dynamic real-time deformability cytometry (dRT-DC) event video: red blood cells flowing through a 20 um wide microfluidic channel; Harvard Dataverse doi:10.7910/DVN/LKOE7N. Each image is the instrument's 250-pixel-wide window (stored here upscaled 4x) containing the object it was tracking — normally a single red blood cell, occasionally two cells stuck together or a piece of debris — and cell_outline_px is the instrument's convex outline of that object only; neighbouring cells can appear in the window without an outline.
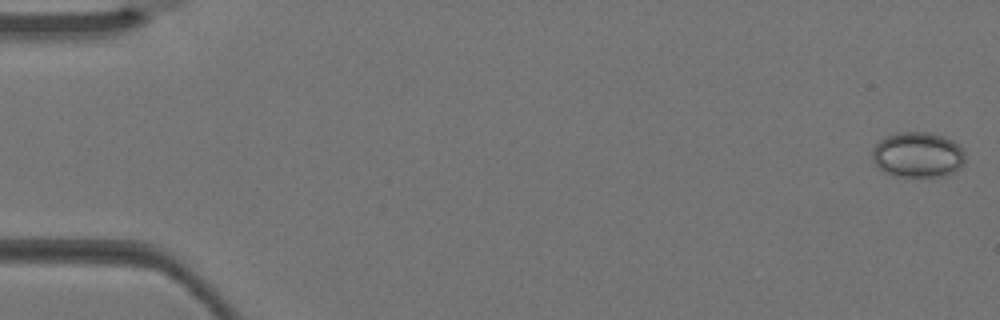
{"species": "Egyptian fruit bat (a non-hibernating species)", "species_latin": "Rousettus aegyptiacus", "temperature_condition": "warm", "stored_images_in_passage": 4, "segment_of_instrument_passage": [2, 2], "camera_frame_rate_fps": 3000, "um_per_image_px": 0.085, "animal": {"sex": "female"}, "frame": {"image": 1, "passage_image": 4, "time_ms": 1.0, "image_size_px": [1000, 320], "cell_outline_px": [[964, 164], [956, 172], [944, 176], [892, 176], [884, 172], [872, 160], [872, 148], [880, 140], [888, 136], [904, 132], [928, 132], [944, 136], [952, 140], [964, 152]], "centroid_in_image_um": [78.02, 13.17], "position_along_channel_um": 7.0, "area_um2": 24.57}}